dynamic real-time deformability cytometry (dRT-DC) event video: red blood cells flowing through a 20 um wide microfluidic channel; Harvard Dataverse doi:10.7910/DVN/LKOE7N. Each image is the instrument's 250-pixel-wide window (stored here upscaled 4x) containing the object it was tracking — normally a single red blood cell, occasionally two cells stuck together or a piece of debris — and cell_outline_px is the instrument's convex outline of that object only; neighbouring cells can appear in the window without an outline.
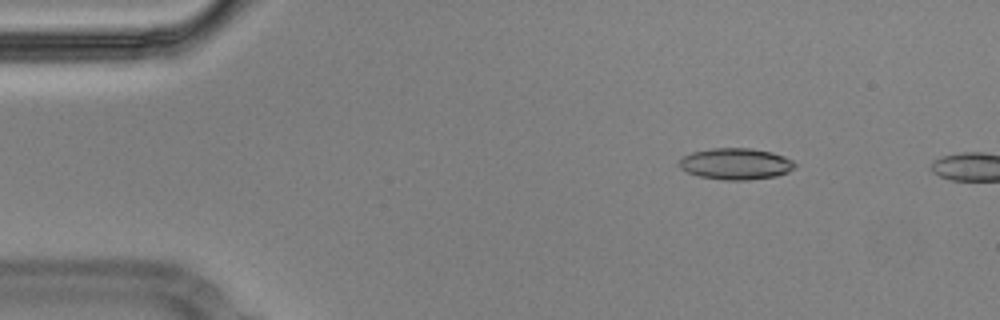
{"species": "Egyptian fruit bat (a non-hibernating species)", "species_latin": "Rousettus aegyptiacus", "temperature_condition": "cold", "stored_images_in_passage": 11, "camera_frame_rate_fps": 3000, "um_per_image_px": 0.085, "animal": {"sex": "male"}, "frame": {"image": 1, "passage_image": 8, "time_ms": 2.333, "image_size_px": [1000, 320], "cell_outline_px": [[796, 168], [788, 172], [776, 176], [748, 180], [724, 180], [700, 176], [688, 172], [680, 168], [676, 164], [684, 156], [692, 152], [712, 148], [752, 148], [772, 152], [784, 156], [792, 160], [796, 164]], "centroid_in_image_um": [62.56, 13.92], "position_along_channel_um": 22.4, "area_um2": 21.27}}